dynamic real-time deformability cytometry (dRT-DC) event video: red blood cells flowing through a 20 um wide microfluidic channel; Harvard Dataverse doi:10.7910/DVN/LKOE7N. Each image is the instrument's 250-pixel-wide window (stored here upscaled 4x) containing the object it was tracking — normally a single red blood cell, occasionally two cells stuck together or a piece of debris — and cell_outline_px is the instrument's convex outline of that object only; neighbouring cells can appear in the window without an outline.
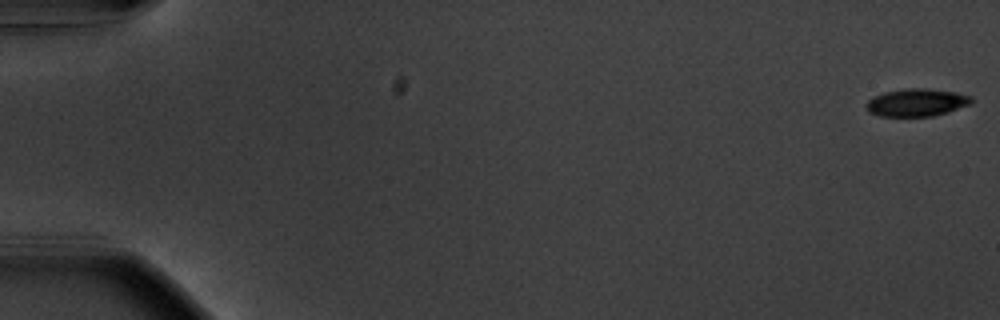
{"species": "common noctule bat (a hibernating species)", "species_latin": "Nyctalus noctula", "temperature_condition": "warm", "stored_images_in_passage": 56, "camera_frame_rate_fps": 3000, "um_per_image_px": 0.085, "animal": {"sex": "male", "body_mass_g": 20.1, "forearm_length_mm": 53.5}, "frame": {"image": 1, "passage_image": 1, "time_ms": 0.0, "image_size_px": [1000, 320], "cell_outline_px": [[972, 104], [948, 112], [932, 116], [880, 116], [868, 112], [868, 100], [884, 92], [904, 88], [924, 88], [956, 92], [972, 96]], "centroid_in_image_um": [77.96, 8.71], "position_along_channel_um": 7.0, "area_um2": 16.88}}
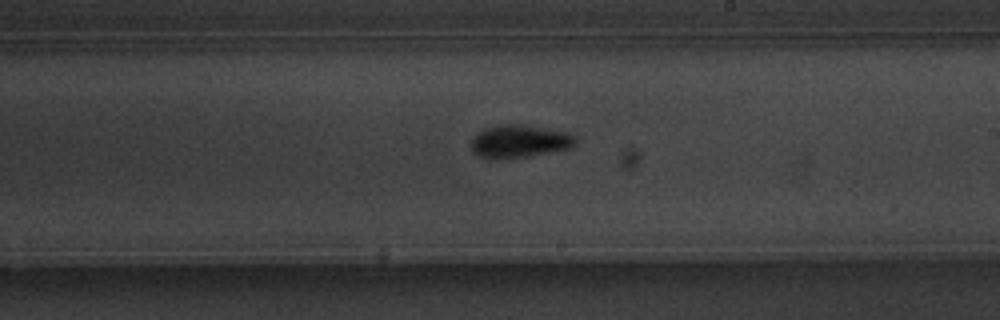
{"frame": {"image": 2, "passage_image": 34, "time_ms": 11.0, "image_size_px": [1000, 320], "cell_outline_px": [[576, 144], [572, 148], [532, 156], [476, 156], [472, 152], [472, 140], [476, 132], [484, 128], [496, 124], [528, 124], [568, 132], [576, 136]], "centroid_in_image_um": [44.22, 11.95], "position_along_channel_um": 244.8, "area_um2": 19.94}}
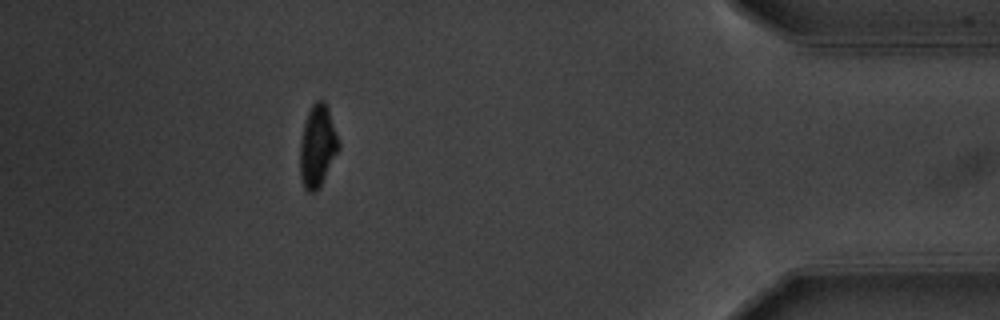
{"frame": {"image": 3, "passage_image": 51, "time_ms": 16.667, "image_size_px": [1000, 320], "cell_outline_px": [[340, 148], [316, 192], [308, 192], [304, 188], [300, 176], [300, 140], [304, 124], [308, 112], [312, 104], [316, 100], [324, 100], [328, 108], [340, 144]], "centroid_in_image_um": [26.98, 12.41], "position_along_channel_um": 408.2, "area_um2": 18.32}, "authors_computed_cell_mechanics": {"area_um2": 18.2937, "velocity_mm_per_s": 3.6685, "shape_relaxation_time_tau1_ms": 2.4854, "shape_relaxation_time_tau2_ms": 2.8138, "deformation_change_tau1": 0.126, "deformation_change_tau2": 0.0739}}